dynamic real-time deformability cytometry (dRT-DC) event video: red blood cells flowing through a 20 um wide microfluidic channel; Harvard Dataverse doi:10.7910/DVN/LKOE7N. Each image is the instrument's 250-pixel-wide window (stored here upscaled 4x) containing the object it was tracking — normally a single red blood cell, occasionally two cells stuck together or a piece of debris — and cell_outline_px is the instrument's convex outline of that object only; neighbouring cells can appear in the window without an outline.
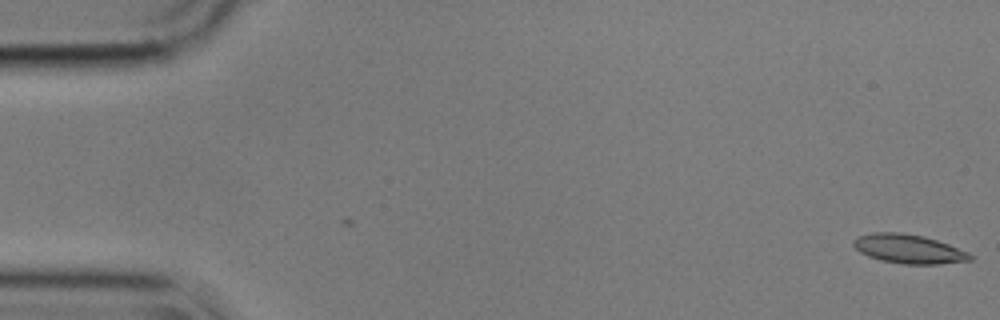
{"species": "common noctule bat (a hibernating species)", "species_latin": "Nyctalus noctula", "temperature_condition": "cold", "stored_images_in_passage": 5, "camera_frame_rate_fps": 3000, "um_per_image_px": 0.085, "animal": {"sex": "male", "body_mass_g": 17.9}, "frame": {"image": 1, "passage_image": 5, "time_ms": 1.333, "image_size_px": [1000, 320], "cell_outline_px": [[972, 260], [940, 264], [904, 264], [880, 260], [868, 256], [860, 252], [852, 244], [852, 240], [860, 236], [872, 232], [900, 232], [924, 236], [948, 244], [968, 252], [972, 256]], "centroid_in_image_um": [77.22, 21.16], "position_along_channel_um": 7.8, "area_um2": 19.71}}